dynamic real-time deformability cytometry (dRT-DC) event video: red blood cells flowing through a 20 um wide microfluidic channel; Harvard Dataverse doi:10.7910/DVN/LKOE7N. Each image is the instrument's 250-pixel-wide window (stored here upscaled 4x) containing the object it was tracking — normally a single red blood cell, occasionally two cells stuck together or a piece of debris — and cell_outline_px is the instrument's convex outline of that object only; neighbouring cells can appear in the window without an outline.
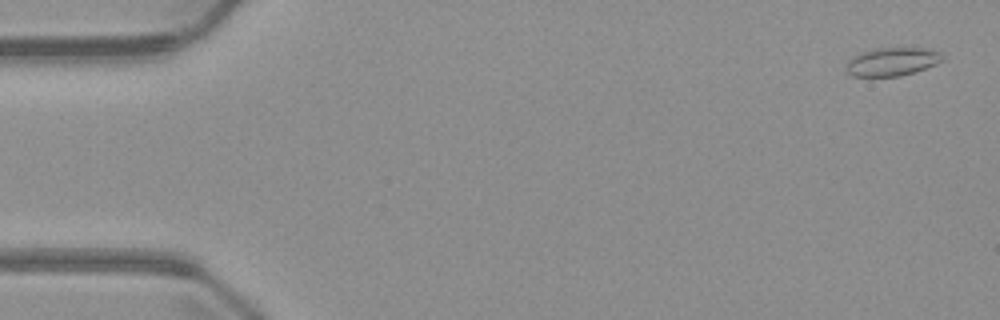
{"species": "common noctule bat (a hibernating species)", "species_latin": "Nyctalus noctula", "temperature_condition": "warm", "stored_images_in_passage": 5, "camera_frame_rate_fps": 3000, "um_per_image_px": 0.085, "animal": {"sex": "male", "body_mass_g": 23.1, "forearm_length_mm": 52.7}, "frame": {"image": 1, "passage_image": 1, "time_ms": 0.0, "image_size_px": [1000, 320], "cell_outline_px": [[944, 60], [936, 64], [916, 72], [900, 76], [852, 76], [844, 68], [848, 60], [852, 56], [860, 52], [876, 48], [920, 48], [940, 52], [944, 56]], "centroid_in_image_um": [75.81, 5.24], "position_along_channel_um": 9.2, "area_um2": 16.01}}
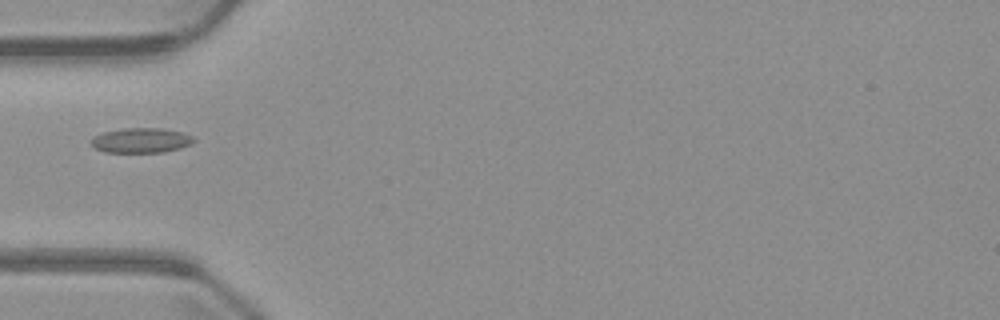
{"frame": {"image": 2, "passage_image": 5, "time_ms": 5.0, "image_size_px": [1000, 320], "cell_outline_px": [[196, 140], [192, 144], [180, 148], [164, 152], [104, 152], [96, 148], [92, 144], [92, 136], [104, 132], [120, 128], [160, 128], [180, 132], [192, 136]], "centroid_in_image_um": [12.0, 11.93], "position_along_channel_um": 73.0, "area_um2": 14.85}}